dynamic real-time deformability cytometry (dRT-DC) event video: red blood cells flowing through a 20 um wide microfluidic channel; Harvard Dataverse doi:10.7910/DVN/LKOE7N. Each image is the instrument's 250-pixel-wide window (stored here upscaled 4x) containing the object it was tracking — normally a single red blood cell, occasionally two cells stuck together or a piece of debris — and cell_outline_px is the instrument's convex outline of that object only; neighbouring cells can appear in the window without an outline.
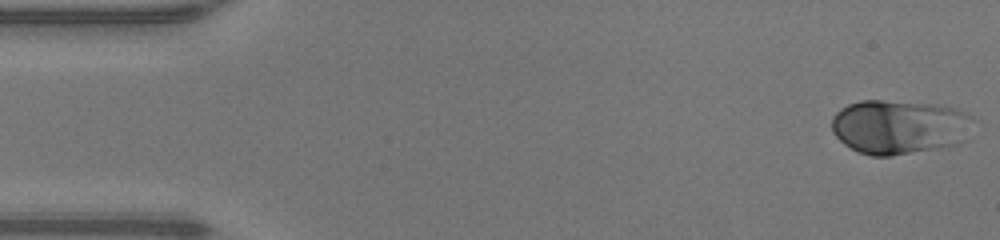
{"species": "human", "species_latin": "Homo sapiens", "temperature_condition": "warm", "stored_images_in_passage": 47, "camera_frame_rate_fps": 3000, "um_per_image_px": 0.085, "donor": {"sex": "male"}, "frame": {"image": 1, "passage_image": 1, "time_ms": 0.0, "image_size_px": [1000, 240], "cell_outline_px": [[972, 120], [964, 140], [960, 144], [892, 156], [872, 156], [860, 152], [844, 144], [832, 132], [832, 116], [840, 108], [848, 104], [860, 100], [884, 100], [940, 104], [956, 108], [968, 112], [972, 116]], "centroid_in_image_um": [76.43, 10.77], "position_along_channel_um": 8.6, "area_um2": 45.14}}
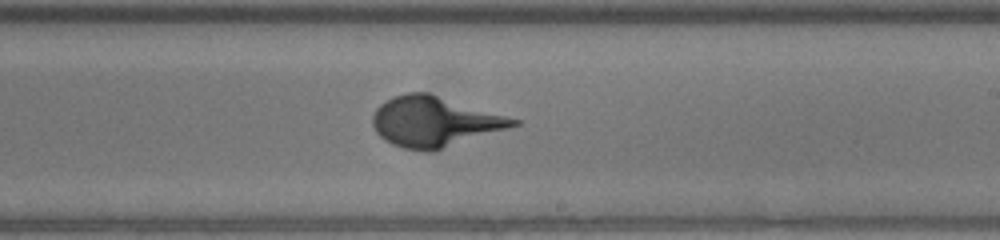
{"frame": {"image": 2, "passage_image": 27, "time_ms": 8.667, "image_size_px": [1000, 240], "cell_outline_px": [[520, 124], [436, 152], [424, 152], [404, 148], [392, 144], [384, 140], [376, 132], [372, 124], [372, 116], [376, 108], [380, 104], [392, 96], [408, 92], [428, 92], [520, 120]], "centroid_in_image_um": [36.9, 10.35], "position_along_channel_um": 252.1, "area_um2": 41.44}}
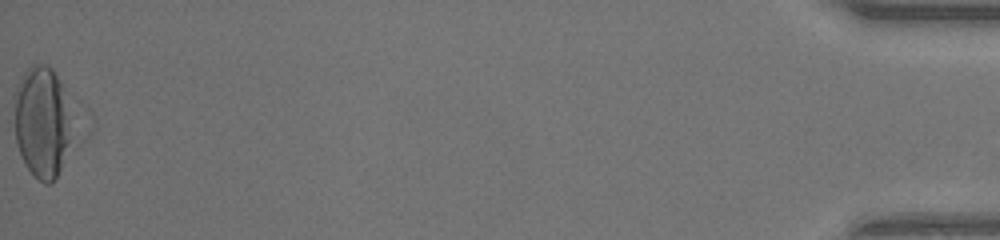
{"frame": {"image": 3, "passage_image": 47, "time_ms": 15.333, "image_size_px": [1000, 240], "cell_outline_px": [[72, 140], [60, 168], [52, 184], [44, 184], [28, 168], [20, 156], [16, 144], [12, 96], [12, 92], [16, 84], [24, 72], [32, 64], [44, 64], [52, 68], [64, 88], [68, 100]], "centroid_in_image_um": [3.54, 10.33], "position_along_channel_um": 431.7, "area_um2": 38.38}}